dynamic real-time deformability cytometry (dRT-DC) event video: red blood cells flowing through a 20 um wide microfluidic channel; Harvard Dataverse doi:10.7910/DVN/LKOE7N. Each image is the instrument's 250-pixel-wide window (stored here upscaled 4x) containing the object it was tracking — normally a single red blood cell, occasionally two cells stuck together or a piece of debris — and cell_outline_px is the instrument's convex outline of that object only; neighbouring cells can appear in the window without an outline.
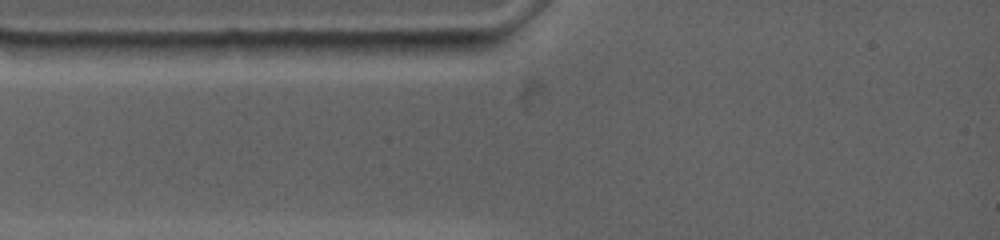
{"species": "common noctule bat (a hibernating species)", "species_latin": "Nyctalus noctula", "temperature_condition": "warm", "stored_images_in_passage": 2, "camera_frame_rate_fps": 4500, "um_per_image_px": 0.085, "animal": {"sex": "female", "body_mass_g": 19.0, "forearm_length_mm": 53.3}, "frame": {"image": 1, "passage_image": 1, "time_ms": 0.0, "image_size_px": [1000, 240], "cell_outline_px": [[188, 44], [176, 52], [100, 60], [68, 60], [60, 44]], "centroid_in_image_um": [9.84, 4.31], "position_along_channel_um": 75.2, "area_um2": 11.1}}